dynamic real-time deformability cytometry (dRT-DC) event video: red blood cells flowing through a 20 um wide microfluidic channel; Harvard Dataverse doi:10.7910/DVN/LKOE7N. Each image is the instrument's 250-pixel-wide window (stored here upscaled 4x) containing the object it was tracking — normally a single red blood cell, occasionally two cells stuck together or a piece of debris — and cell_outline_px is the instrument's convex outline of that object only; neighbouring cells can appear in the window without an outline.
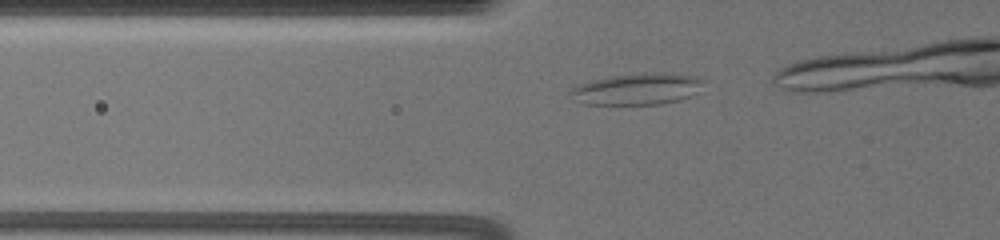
{"species": "common noctule bat (a hibernating species)", "species_latin": "Nyctalus noctula", "temperature_condition": "warm", "stored_images_in_passage": 15, "camera_frame_rate_fps": 3000, "um_per_image_px": 0.085, "animal": {"sex": "female", "body_mass_g": 19.5, "forearm_length_mm": 54.1}, "frame": {"image": 1, "passage_image": 9, "time_ms": 2.667, "image_size_px": [1000, 240], "cell_outline_px": [[708, 80], [696, 92], [680, 100], [664, 104], [584, 104], [568, 92], [572, 88], [580, 84], [612, 76], [656, 72], [672, 72], [696, 76]], "centroid_in_image_um": [54.27, 7.55], "position_along_channel_um": 71.5, "area_um2": 24.28}}